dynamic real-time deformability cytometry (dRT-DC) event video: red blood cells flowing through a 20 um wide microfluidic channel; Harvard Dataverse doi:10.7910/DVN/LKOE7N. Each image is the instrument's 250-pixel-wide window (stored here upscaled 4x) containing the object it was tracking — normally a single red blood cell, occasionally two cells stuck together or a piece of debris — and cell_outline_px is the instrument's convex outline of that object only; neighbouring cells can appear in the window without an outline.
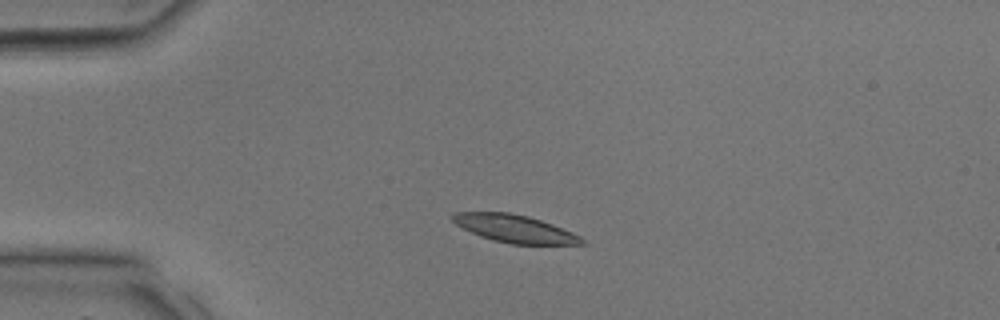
{"species": "common noctule bat (a hibernating species)", "species_latin": "Nyctalus noctula", "temperature_condition": "room temperature", "stored_images_in_passage": 3, "camera_frame_rate_fps": 3000, "um_per_image_px": 0.085, "animal": {"sex": "male", "body_mass_g": 17.9, "forearm_length_mm": 54.2}, "frame": {"image": 1, "passage_image": 2, "time_ms": 0.333, "image_size_px": [1000, 320], "cell_outline_px": [[584, 244], [512, 244], [492, 240], [480, 236], [456, 224], [452, 220], [452, 212], [508, 212], [528, 216], [552, 224], [572, 232], [580, 236], [584, 240]], "centroid_in_image_um": [43.74, 19.43], "position_along_channel_um": 41.3, "area_um2": 20.63}}